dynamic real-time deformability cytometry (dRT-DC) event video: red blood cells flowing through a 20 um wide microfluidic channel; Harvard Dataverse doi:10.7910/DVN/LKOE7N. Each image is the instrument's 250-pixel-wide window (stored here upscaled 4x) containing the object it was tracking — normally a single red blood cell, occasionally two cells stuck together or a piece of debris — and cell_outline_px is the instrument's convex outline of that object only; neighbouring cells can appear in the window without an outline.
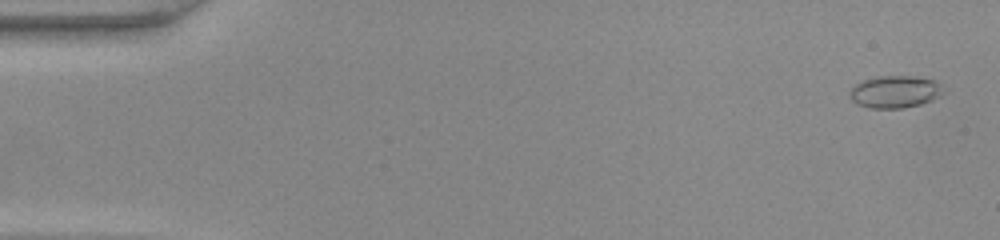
{"species": "common noctule bat (a hibernating species)", "species_latin": "Nyctalus noctula", "temperature_condition": "warm", "stored_images_in_passage": 48, "camera_frame_rate_fps": 3000, "um_per_image_px": 0.085, "animal": {"sex": "female", "body_mass_g": 22.0, "forearm_length_mm": 56.7}, "frame": {"image": 1, "passage_image": 2, "time_ms": 0.333, "image_size_px": [1000, 240], "cell_outline_px": [[940, 96], [932, 100], [920, 104], [904, 108], [868, 108], [856, 104], [848, 96], [848, 92], [856, 84], [864, 80], [880, 76], [908, 76], [936, 80], [940, 84]], "centroid_in_image_um": [76.02, 7.81], "position_along_channel_um": 9.0, "area_um2": 17.46}}
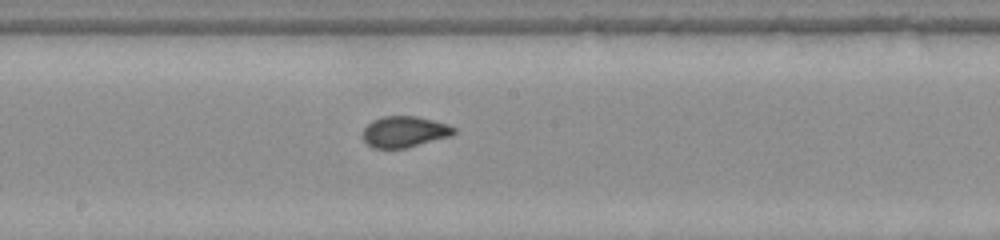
{"frame": {"image": 2, "passage_image": 26, "time_ms": 8.333, "image_size_px": [1000, 240], "cell_outline_px": [[456, 132], [448, 136], [408, 148], [372, 148], [364, 140], [364, 128], [372, 120], [384, 116], [416, 116], [448, 124], [456, 128]], "centroid_in_image_um": [34.38, 11.2], "position_along_channel_um": 213.8, "area_um2": 16.36}}
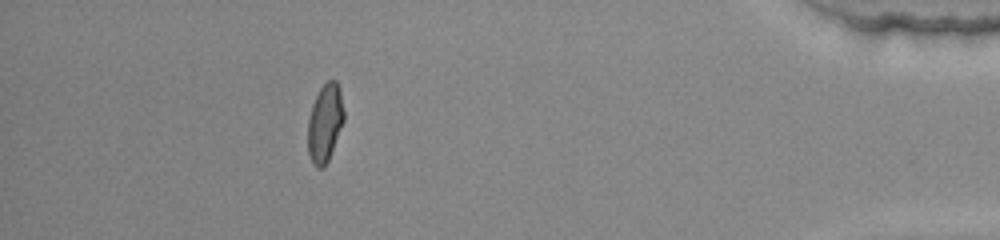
{"frame": {"image": 3, "passage_image": 43, "time_ms": 14.0, "image_size_px": [1000, 240], "cell_outline_px": [[344, 120], [328, 160], [320, 168], [316, 168], [312, 164], [308, 152], [308, 120], [312, 104], [320, 88], [328, 80], [336, 80], [340, 88], [344, 112]], "centroid_in_image_um": [27.61, 10.43], "position_along_channel_um": 407.6, "area_um2": 16.3}}